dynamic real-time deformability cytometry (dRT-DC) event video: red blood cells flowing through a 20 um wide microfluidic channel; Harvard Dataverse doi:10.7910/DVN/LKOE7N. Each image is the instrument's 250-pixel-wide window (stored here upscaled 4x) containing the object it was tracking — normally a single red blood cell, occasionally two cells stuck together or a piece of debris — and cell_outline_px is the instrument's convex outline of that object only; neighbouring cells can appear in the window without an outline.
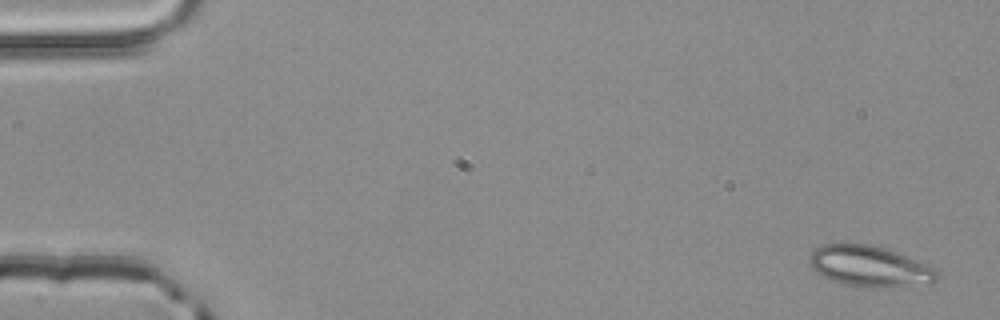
{"species": "common noctule bat (a hibernating species)", "species_latin": "Nyctalus noctula", "temperature_condition": "room temperature", "stored_images_in_passage": 3, "camera_frame_rate_fps": 3000, "um_per_image_px": 0.085, "animal": {"sex": "male", "body_mass_g": 20.4}, "frame": {"image": 1, "passage_image": 1, "time_ms": 0.0, "image_size_px": [1000, 320], "cell_outline_px": [[936, 280], [932, 284], [856, 288], [832, 280], [816, 272], [808, 264], [812, 252], [816, 248], [824, 244], [868, 244], [884, 248], [896, 252], [916, 260], [932, 268], [936, 272]], "centroid_in_image_um": [73.87, 22.65], "position_along_channel_um": 11.1, "area_um2": 29.94}}